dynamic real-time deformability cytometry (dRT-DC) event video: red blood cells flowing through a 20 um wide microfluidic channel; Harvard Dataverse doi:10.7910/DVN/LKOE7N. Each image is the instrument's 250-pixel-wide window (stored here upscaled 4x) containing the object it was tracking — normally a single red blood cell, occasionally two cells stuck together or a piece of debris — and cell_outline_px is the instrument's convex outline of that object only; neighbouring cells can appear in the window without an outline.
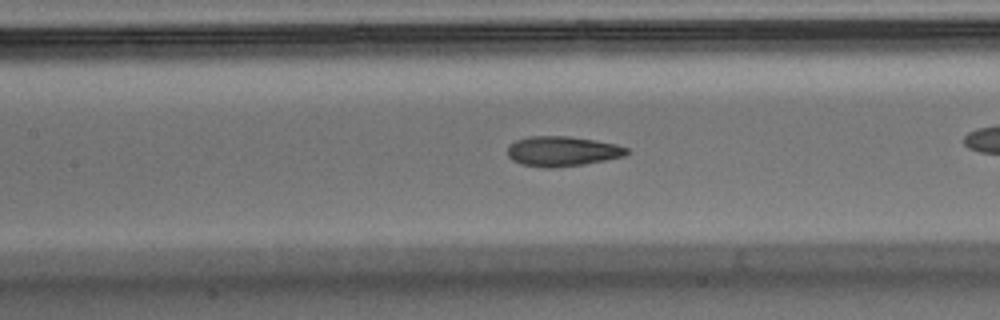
{"species": "Egyptian fruit bat (a non-hibernating species)", "species_latin": "Rousettus aegyptiacus", "temperature_condition": "warm", "stored_images_in_passage": 42, "camera_frame_rate_fps": 3000, "um_per_image_px": 0.085, "animal": {"sex": "male"}, "frame": {"image": 1, "passage_image": 24, "time_ms": 7.667, "image_size_px": [1000, 320], "cell_outline_px": [[628, 152], [624, 156], [584, 164], [552, 168], [544, 168], [520, 164], [512, 160], [508, 156], [508, 148], [516, 140], [528, 136], [568, 136], [596, 140], [616, 144], [628, 148]], "centroid_in_image_um": [47.78, 12.86], "position_along_channel_um": 159.6, "area_um2": 20.81}}